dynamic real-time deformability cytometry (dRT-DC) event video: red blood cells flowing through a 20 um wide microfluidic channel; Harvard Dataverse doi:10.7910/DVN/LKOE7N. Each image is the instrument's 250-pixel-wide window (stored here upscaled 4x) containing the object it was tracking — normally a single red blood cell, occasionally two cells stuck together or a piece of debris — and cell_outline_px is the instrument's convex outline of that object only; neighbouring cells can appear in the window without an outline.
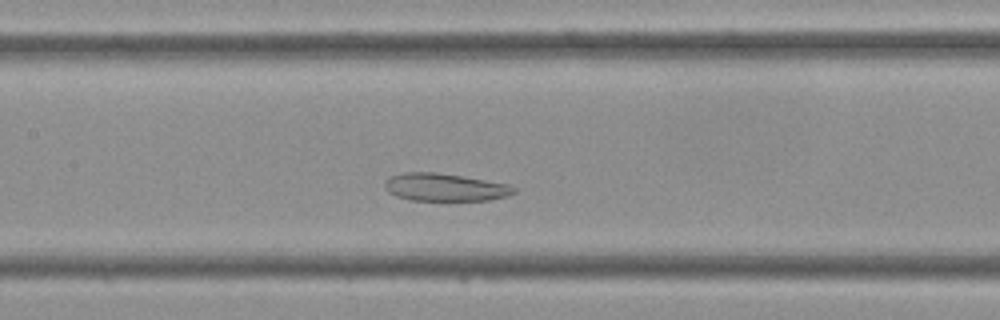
{"species": "Egyptian fruit bat (a non-hibernating species)", "species_latin": "Rousettus aegyptiacus", "temperature_condition": "cold", "stored_images_in_passage": 38, "camera_frame_rate_fps": 3000, "um_per_image_px": 0.085, "frame": {"image": 1, "passage_image": 14, "time_ms": 4.333, "image_size_px": [1000, 320], "cell_outline_px": [[516, 192], [508, 196], [488, 200], [408, 200], [396, 196], [388, 192], [384, 188], [384, 180], [392, 176], [404, 172], [436, 172], [508, 184], [516, 188]], "centroid_in_image_um": [37.78, 15.92], "position_along_channel_um": 169.6, "area_um2": 20.81}}
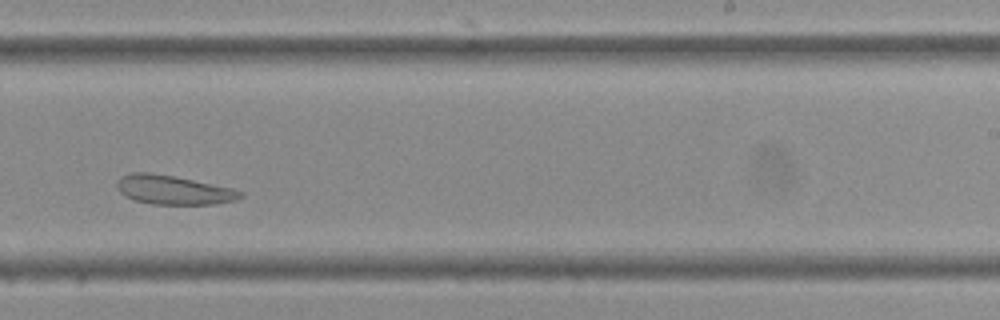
{"frame": {"image": 2, "passage_image": 21, "time_ms": 6.667, "image_size_px": [1000, 320], "cell_outline_px": [[244, 196], [236, 200], [216, 204], [152, 204], [136, 200], [120, 192], [116, 184], [120, 176], [132, 172], [148, 172], [172, 176], [232, 188], [244, 192]], "centroid_in_image_um": [14.76, 16.14], "position_along_channel_um": 274.2, "area_um2": 20.69}}
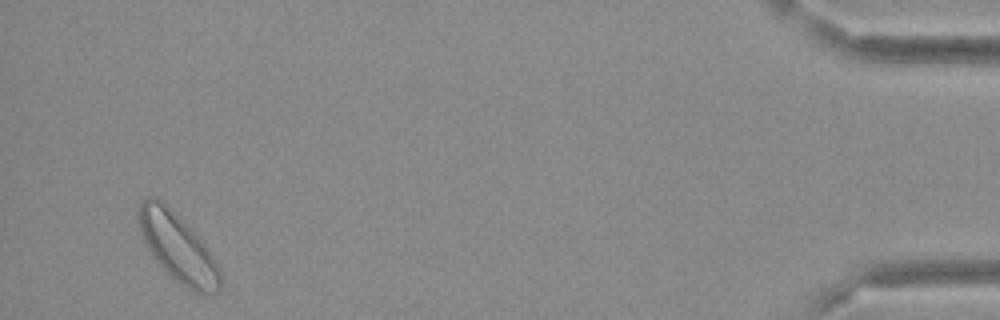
{"frame": {"image": 3, "passage_image": 36, "time_ms": 11.667, "image_size_px": [1000, 320], "cell_outline_px": [[220, 288], [216, 292], [204, 296], [188, 288], [176, 280], [152, 256], [140, 232], [136, 212], [140, 200], [148, 196], [156, 196], [188, 224], [204, 240], [220, 268]], "centroid_in_image_um": [15.11, 20.99], "position_along_channel_um": 420.1, "area_um2": 32.83}}